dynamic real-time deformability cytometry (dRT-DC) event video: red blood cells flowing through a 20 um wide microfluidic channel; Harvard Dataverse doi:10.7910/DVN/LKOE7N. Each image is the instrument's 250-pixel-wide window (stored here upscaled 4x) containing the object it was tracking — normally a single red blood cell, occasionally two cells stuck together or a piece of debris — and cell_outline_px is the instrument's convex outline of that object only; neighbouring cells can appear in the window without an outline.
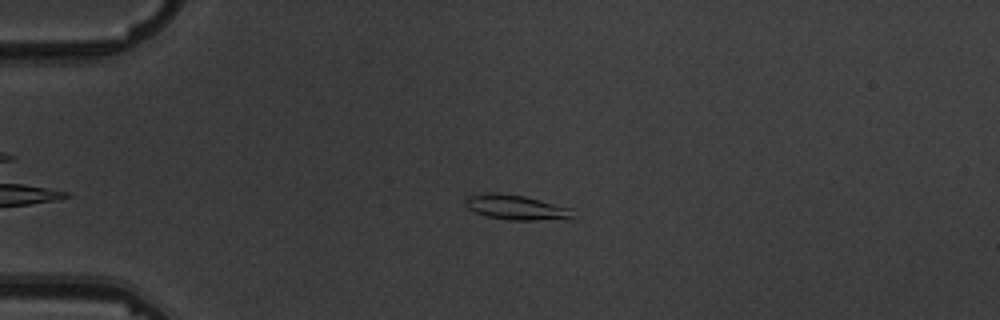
{"species": "common noctule bat (a hibernating species)", "species_latin": "Nyctalus noctula", "temperature_condition": "warm", "stored_images_in_passage": 4, "camera_frame_rate_fps": 3000, "um_per_image_px": 0.085, "animal": {"sex": "male", "body_mass_g": 19.5, "forearm_length_mm": 54.6}, "frame": {"image": 1, "passage_image": 4, "time_ms": 3.667, "image_size_px": [1000, 320], "cell_outline_px": [[572, 216], [532, 220], [508, 220], [488, 216], [476, 212], [468, 208], [464, 204], [464, 200], [468, 196], [488, 192], [496, 192], [524, 196], [572, 208]], "centroid_in_image_um": [43.76, 17.6], "position_along_channel_um": 41.2, "area_um2": 15.14}}